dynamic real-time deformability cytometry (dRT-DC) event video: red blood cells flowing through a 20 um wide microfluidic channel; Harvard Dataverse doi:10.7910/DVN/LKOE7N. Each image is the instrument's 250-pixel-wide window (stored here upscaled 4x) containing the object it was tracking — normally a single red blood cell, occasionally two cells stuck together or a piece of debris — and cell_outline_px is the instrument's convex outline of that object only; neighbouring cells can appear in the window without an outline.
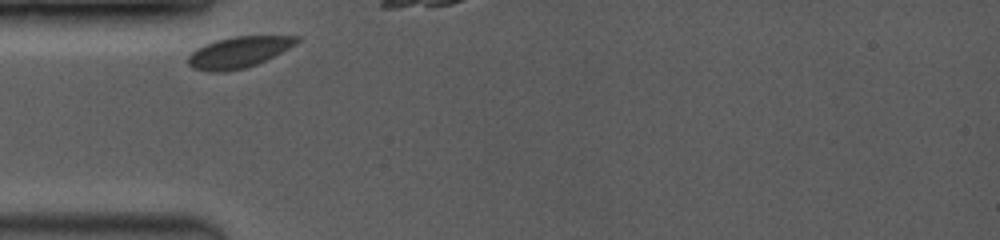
{"species": "common noctule bat (a hibernating species)", "species_latin": "Nyctalus noctula", "temperature_condition": "room temperature", "stored_images_in_passage": 23, "camera_frame_rate_fps": 3500, "um_per_image_px": 0.085, "animal": {"sex": "female", "body_mass_g": 19.0, "forearm_length_mm": 53.3}, "frame": {"image": 1, "passage_image": 1, "time_ms": 0.0, "image_size_px": [1000, 240], "cell_outline_px": [[300, 40], [288, 48], [256, 64], [244, 68], [224, 72], [208, 72], [192, 68], [188, 64], [188, 56], [196, 48], [204, 44], [216, 40], [236, 36], [300, 36]], "centroid_in_image_um": [20.22, 4.44], "position_along_channel_um": 64.8, "area_um2": 19.48}}
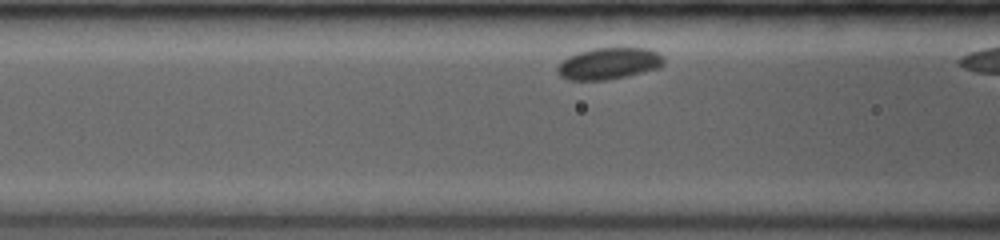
{"frame": {"image": 2, "passage_image": 10, "time_ms": 1.429, "image_size_px": [1000, 240], "cell_outline_px": [[664, 64], [660, 68], [628, 76], [608, 80], [568, 80], [560, 76], [556, 72], [556, 68], [568, 56], [592, 48], [648, 48], [656, 52], [664, 60]], "centroid_in_image_um": [51.75, 5.41], "position_along_channel_um": 114.9, "area_um2": 19.65}}
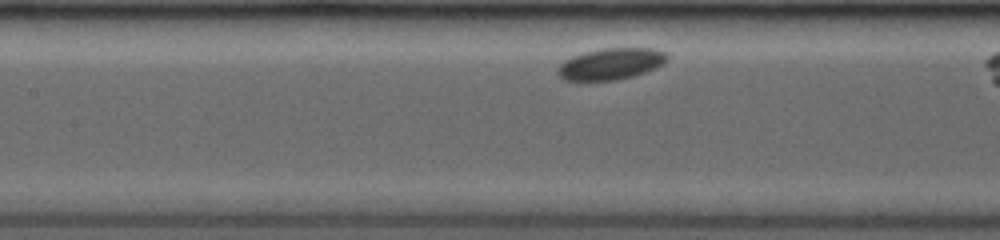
{"frame": {"image": 3, "passage_image": 17, "time_ms": 2.571, "image_size_px": [1000, 240], "cell_outline_px": [[668, 60], [664, 64], [644, 72], [632, 76], [616, 80], [564, 80], [556, 72], [560, 64], [564, 60], [572, 56], [584, 52], [600, 48], [652, 48], [668, 52]], "centroid_in_image_um": [51.94, 5.41], "position_along_channel_um": 155.5, "area_um2": 20.11}}